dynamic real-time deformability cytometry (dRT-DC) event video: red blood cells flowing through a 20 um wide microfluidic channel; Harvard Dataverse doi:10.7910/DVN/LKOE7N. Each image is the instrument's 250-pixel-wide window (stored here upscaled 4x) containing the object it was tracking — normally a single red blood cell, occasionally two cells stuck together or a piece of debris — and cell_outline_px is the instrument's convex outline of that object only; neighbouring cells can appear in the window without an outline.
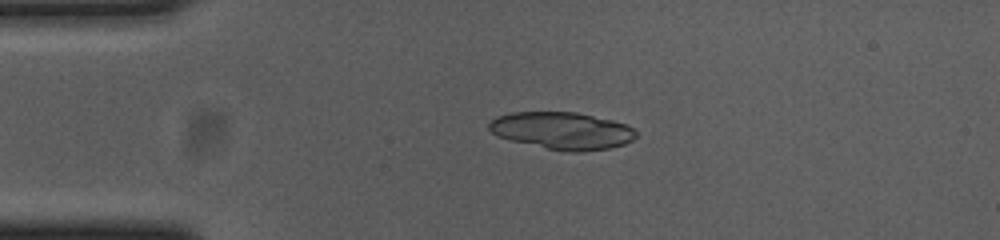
{"species": "common noctule bat (a hibernating species)", "species_latin": "Nyctalus noctula", "temperature_condition": "cold", "stored_images_in_passage": 43, "camera_frame_rate_fps": 3000, "um_per_image_px": 0.085, "animal": {"sex": "female", "body_mass_g": 23.0, "forearm_length_mm": 53.4}, "frame": {"image": 1, "passage_image": 1, "time_ms": 0.0, "image_size_px": [1000, 240], "cell_outline_px": [[636, 136], [632, 140], [624, 144], [612, 148], [580, 152], [568, 152], [548, 148], [512, 140], [496, 136], [488, 128], [488, 124], [496, 116], [512, 112], [576, 112], [612, 120], [628, 124], [636, 132]], "centroid_in_image_um": [47.8, 11.1], "position_along_channel_um": 37.2, "area_um2": 31.85}}